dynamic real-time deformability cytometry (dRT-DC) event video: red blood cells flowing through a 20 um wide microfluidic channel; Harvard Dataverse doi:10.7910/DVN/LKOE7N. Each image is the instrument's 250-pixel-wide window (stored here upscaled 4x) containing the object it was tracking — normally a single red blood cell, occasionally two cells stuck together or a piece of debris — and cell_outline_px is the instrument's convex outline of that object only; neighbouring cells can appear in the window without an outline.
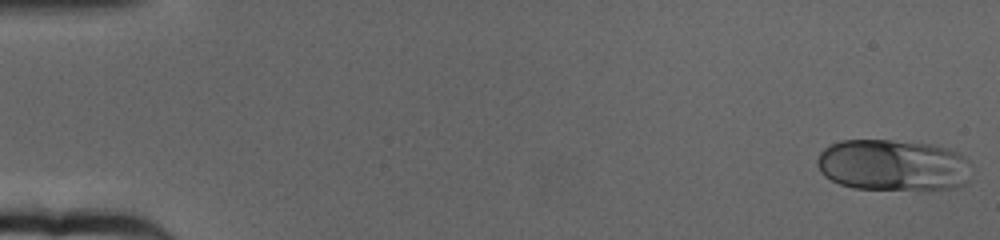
{"species": "human", "species_latin": "Homo sapiens", "temperature_condition": "cold", "stored_images_in_passage": 64, "camera_frame_rate_fps": 3000, "um_per_image_px": 0.085, "donor": {"sex": "female"}, "frame": {"image": 1, "passage_image": 1, "time_ms": 0.0, "image_size_px": [1000, 240], "cell_outline_px": [[972, 164], [968, 180], [964, 184], [948, 188], [928, 192], [852, 188], [840, 184], [824, 176], [820, 172], [816, 160], [820, 152], [824, 148], [840, 140], [892, 140], [932, 144], [960, 152]], "centroid_in_image_um": [75.94, 14.07], "position_along_channel_um": 9.1, "area_um2": 47.51}}
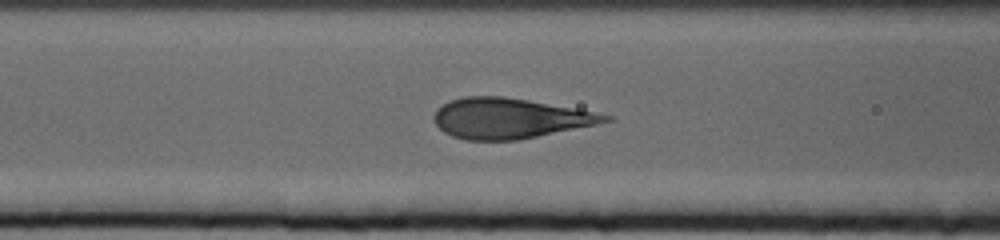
{"frame": {"image": 2, "passage_image": 26, "time_ms": 8.333, "image_size_px": [1000, 240], "cell_outline_px": [[612, 120], [596, 124], [516, 140], [464, 140], [452, 136], [444, 132], [436, 124], [436, 108], [448, 100], [464, 96], [500, 96], [528, 100], [592, 112], [612, 116]], "centroid_in_image_um": [43.24, 10.05], "position_along_channel_um": 123.4, "area_um2": 39.48}}
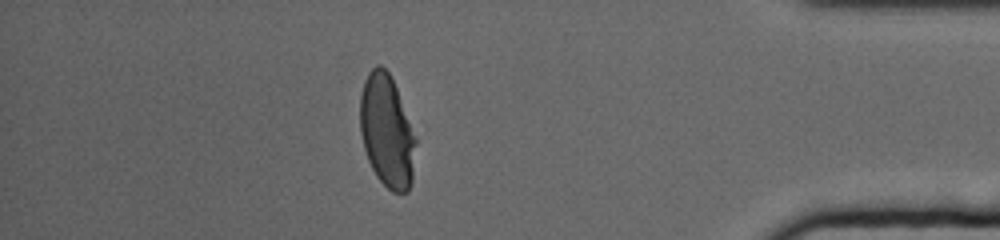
{"frame": {"image": 3, "passage_image": 56, "time_ms": 18.333, "image_size_px": [1000, 240], "cell_outline_px": [[416, 144], [412, 180], [408, 192], [392, 192], [376, 176], [368, 160], [364, 148], [360, 132], [360, 96], [364, 80], [368, 72], [376, 64], [380, 64], [388, 72], [396, 88], [416, 140]], "centroid_in_image_um": [32.86, 11.16], "position_along_channel_um": 402.3, "area_um2": 36.18}}